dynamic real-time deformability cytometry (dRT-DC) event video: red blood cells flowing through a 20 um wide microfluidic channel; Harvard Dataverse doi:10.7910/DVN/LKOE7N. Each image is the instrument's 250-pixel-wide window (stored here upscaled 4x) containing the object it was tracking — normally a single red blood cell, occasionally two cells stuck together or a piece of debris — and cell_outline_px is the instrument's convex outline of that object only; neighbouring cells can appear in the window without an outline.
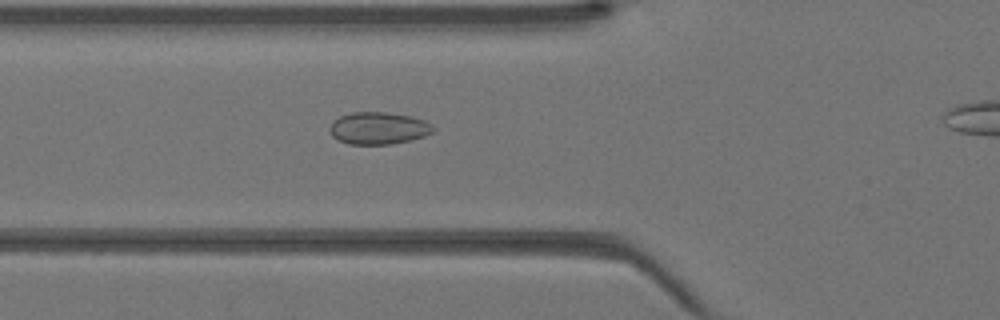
{"species": "Egyptian fruit bat (a non-hibernating species)", "species_latin": "Rousettus aegyptiacus", "temperature_condition": "warm", "stored_images_in_passage": 35, "camera_frame_rate_fps": 3000, "um_per_image_px": 0.085, "animal": {"sex": "female"}, "frame": {"image": 1, "passage_image": 13, "time_ms": 4.0, "image_size_px": [1000, 320], "cell_outline_px": [[436, 128], [432, 132], [424, 136], [408, 140], [388, 144], [348, 144], [332, 136], [328, 128], [332, 120], [340, 116], [352, 112], [384, 112], [412, 116], [424, 120], [432, 124]], "centroid_in_image_um": [32.15, 10.88], "position_along_channel_um": 93.7, "area_um2": 19.42}}
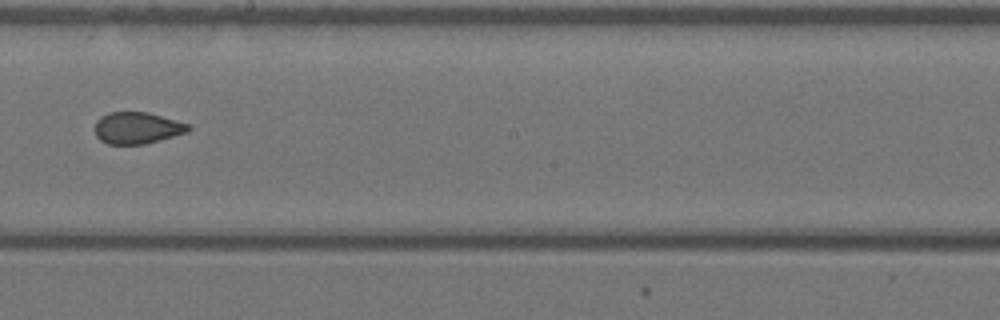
{"frame": {"image": 2, "passage_image": 22, "time_ms": 7.0, "image_size_px": [1000, 320], "cell_outline_px": [[192, 128], [188, 132], [144, 144], [108, 144], [100, 140], [96, 136], [96, 120], [100, 116], [108, 112], [148, 112], [176, 120], [188, 124]], "centroid_in_image_um": [11.65, 10.87], "position_along_channel_um": 236.5, "area_um2": 17.22}}
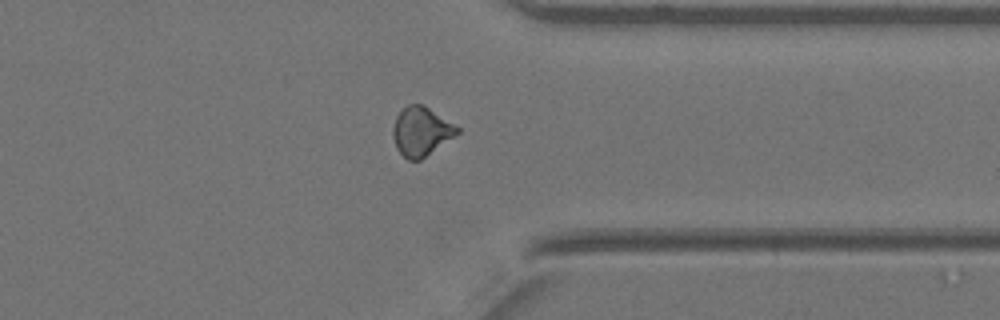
{"frame": {"image": 3, "passage_image": 31, "time_ms": 10.0, "image_size_px": [1000, 320], "cell_outline_px": [[460, 132], [420, 160], [408, 160], [396, 148], [392, 136], [392, 128], [396, 116], [408, 104], [424, 104], [460, 128]], "centroid_in_image_um": [35.78, 11.16], "position_along_channel_um": 375.6, "area_um2": 18.26}}